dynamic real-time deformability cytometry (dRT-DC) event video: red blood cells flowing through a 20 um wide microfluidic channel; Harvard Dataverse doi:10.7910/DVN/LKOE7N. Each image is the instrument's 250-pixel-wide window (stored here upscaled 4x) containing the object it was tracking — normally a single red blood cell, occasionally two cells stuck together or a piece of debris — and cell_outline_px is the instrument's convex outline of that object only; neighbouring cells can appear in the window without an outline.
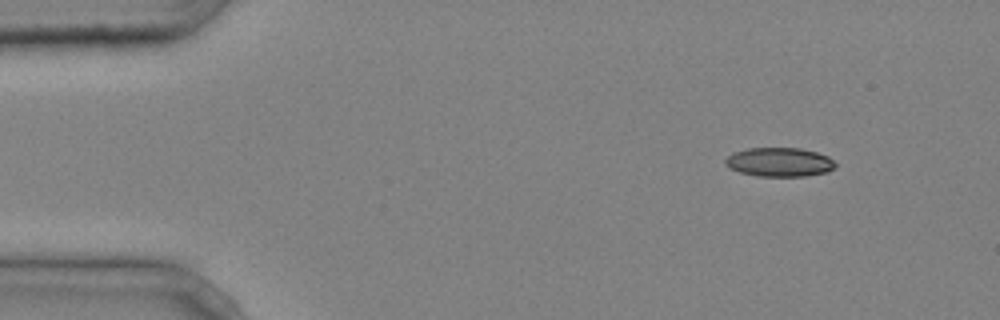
{"species": "common noctule bat (a hibernating species)", "species_latin": "Nyctalus noctula", "temperature_condition": "cold", "stored_images_in_passage": 3, "camera_frame_rate_fps": 3000, "um_per_image_px": 0.085, "animal": {"sex": "male", "body_mass_g": 20.4}, "frame": {"image": 1, "passage_image": 1, "time_ms": 0.0, "image_size_px": [1000, 320], "cell_outline_px": [[836, 168], [828, 172], [804, 176], [756, 176], [740, 172], [724, 164], [724, 160], [732, 152], [748, 148], [800, 148], [816, 152], [828, 156], [836, 164]], "centroid_in_image_um": [66.26, 13.78], "position_along_channel_um": 18.7, "area_um2": 18.67}}